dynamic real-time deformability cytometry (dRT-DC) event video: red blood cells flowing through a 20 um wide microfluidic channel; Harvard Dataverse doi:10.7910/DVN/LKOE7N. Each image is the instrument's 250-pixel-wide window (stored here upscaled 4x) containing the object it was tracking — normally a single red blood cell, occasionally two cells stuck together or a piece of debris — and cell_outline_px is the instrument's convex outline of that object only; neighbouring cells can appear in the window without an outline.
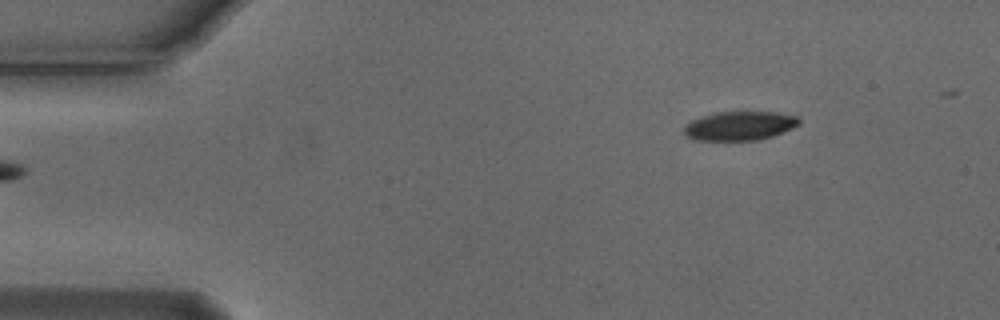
{"species": "Egyptian fruit bat (a non-hibernating species)", "species_latin": "Rousettus aegyptiacus", "temperature_condition": "cold", "stored_images_in_passage": 3, "camera_frame_rate_fps": 3000, "um_per_image_px": 0.085, "animal": {"sex": "male"}, "frame": {"image": 1, "passage_image": 3, "time_ms": 0.667, "image_size_px": [1000, 320], "cell_outline_px": [[800, 124], [792, 128], [772, 136], [756, 140], [696, 140], [688, 136], [684, 132], [684, 124], [692, 120], [716, 112], [776, 112], [796, 116], [800, 120]], "centroid_in_image_um": [62.87, 10.69], "position_along_channel_um": 22.1, "area_um2": 19.25}}